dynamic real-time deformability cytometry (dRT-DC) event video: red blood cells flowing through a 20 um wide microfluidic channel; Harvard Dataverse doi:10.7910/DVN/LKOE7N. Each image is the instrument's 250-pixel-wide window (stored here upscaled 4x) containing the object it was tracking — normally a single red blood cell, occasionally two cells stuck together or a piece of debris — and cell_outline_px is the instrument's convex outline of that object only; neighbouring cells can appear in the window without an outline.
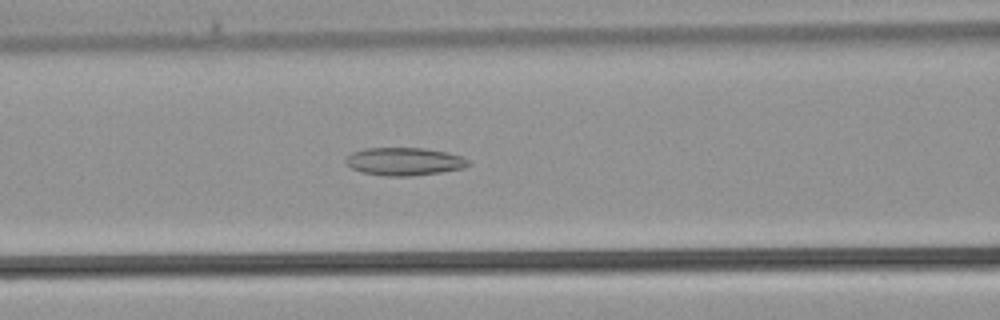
{"species": "common noctule bat (a hibernating species)", "species_latin": "Nyctalus noctula", "temperature_condition": "warm", "stored_images_in_passage": 37, "camera_frame_rate_fps": 3000, "um_per_image_px": 0.085, "animal": {"sex": "male", "body_mass_g": 21.5, "forearm_length_mm": 52.0}, "frame": {"image": 1, "passage_image": 14, "time_ms": 4.333, "image_size_px": [1000, 320], "cell_outline_px": [[472, 164], [464, 168], [440, 172], [408, 176], [384, 176], [360, 172], [344, 164], [344, 160], [352, 152], [364, 148], [424, 148], [448, 152], [460, 156], [468, 160]], "centroid_in_image_um": [34.34, 13.72], "position_along_channel_um": 132.3, "area_um2": 20.06}}
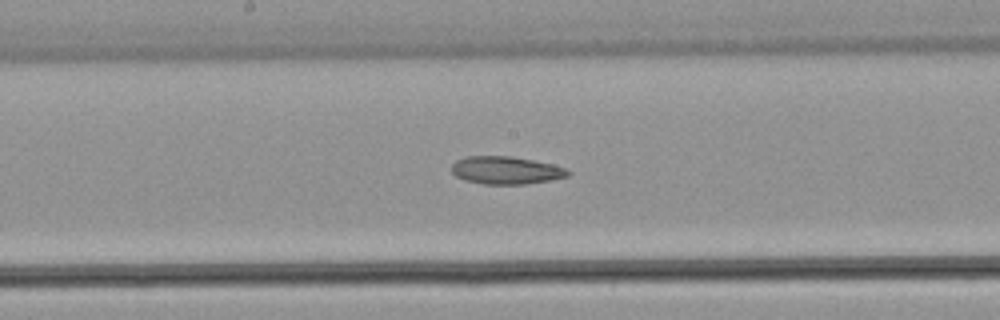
{"frame": {"image": 2, "passage_image": 18, "time_ms": 5.667, "image_size_px": [1000, 320], "cell_outline_px": [[572, 172], [568, 176], [548, 180], [524, 184], [484, 184], [464, 180], [456, 176], [452, 172], [452, 164], [456, 160], [464, 156], [512, 156], [552, 164], [568, 168]], "centroid_in_image_um": [43.0, 14.46], "position_along_channel_um": 205.2, "area_um2": 18.84}}
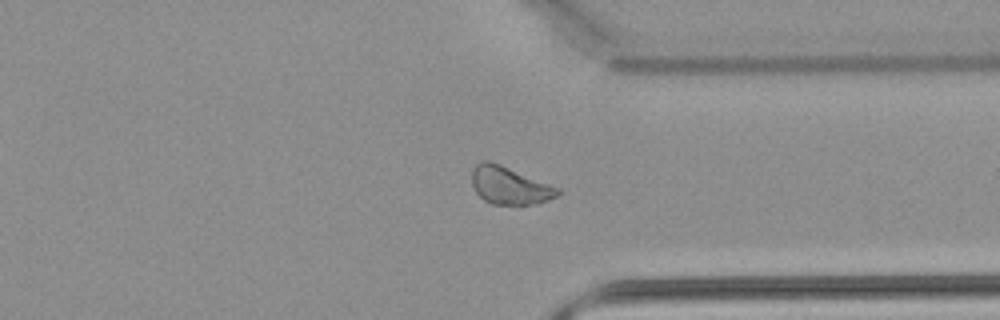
{"frame": {"image": 3, "passage_image": 27, "time_ms": 8.667, "image_size_px": [1000, 320], "cell_outline_px": [[560, 196], [536, 204], [492, 204], [484, 200], [476, 192], [472, 184], [472, 168], [480, 160], [488, 160], [500, 164], [560, 188]], "centroid_in_image_um": [43.31, 15.76], "position_along_channel_um": 368.1, "area_um2": 18.9}}